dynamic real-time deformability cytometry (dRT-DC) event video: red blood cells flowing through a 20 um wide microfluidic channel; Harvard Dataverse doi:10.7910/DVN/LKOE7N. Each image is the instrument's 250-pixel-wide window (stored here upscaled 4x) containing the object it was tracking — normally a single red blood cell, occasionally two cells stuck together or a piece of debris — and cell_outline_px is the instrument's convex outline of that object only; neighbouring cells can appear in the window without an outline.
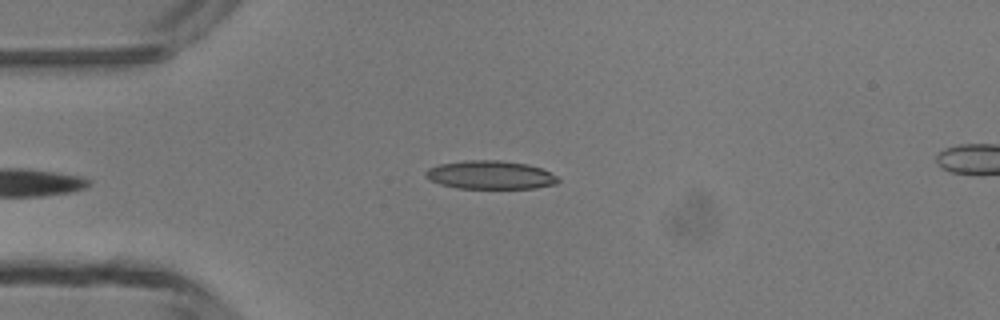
{"species": "common noctule bat (a hibernating species)", "species_latin": "Nyctalus noctula", "temperature_condition": "room temperature", "stored_images_in_passage": 3, "camera_frame_rate_fps": 3000, "um_per_image_px": 0.085, "animal": {"sex": "male", "body_mass_g": 13.3}, "frame": {"image": 1, "passage_image": 3, "time_ms": 2.333, "image_size_px": [1000, 320], "cell_outline_px": [[560, 180], [556, 184], [536, 188], [456, 188], [440, 184], [428, 180], [424, 176], [424, 172], [428, 168], [440, 164], [464, 160], [500, 160], [528, 164], [540, 168], [556, 176]], "centroid_in_image_um": [41.63, 14.87], "position_along_channel_um": 43.4, "area_um2": 22.02}}